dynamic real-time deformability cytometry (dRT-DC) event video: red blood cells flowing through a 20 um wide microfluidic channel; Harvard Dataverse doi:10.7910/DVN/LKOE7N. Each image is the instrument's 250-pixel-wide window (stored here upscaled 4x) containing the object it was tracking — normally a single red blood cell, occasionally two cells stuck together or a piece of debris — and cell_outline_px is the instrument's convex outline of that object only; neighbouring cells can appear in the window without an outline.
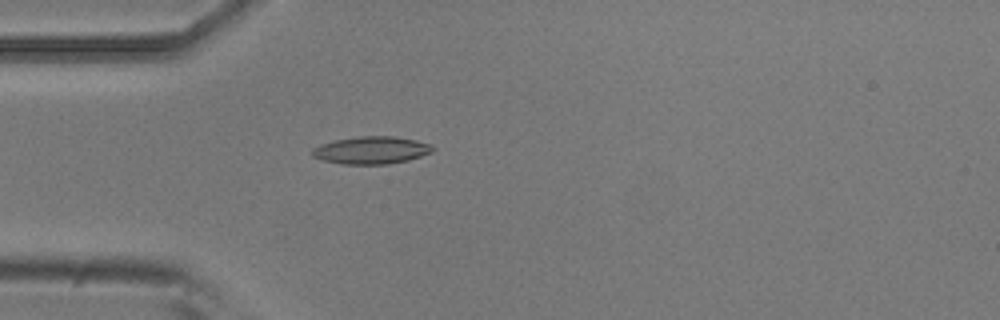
{"species": "common noctule bat (a hibernating species)", "species_latin": "Nyctalus noctula", "temperature_condition": "room temperature", "stored_images_in_passage": 5, "camera_frame_rate_fps": 3000, "um_per_image_px": 0.085, "animal": {"sex": "male", "body_mass_g": 20.5, "forearm_length_mm": 52.5}, "frame": {"image": 1, "passage_image": 5, "time_ms": 1.333, "image_size_px": [1000, 320], "cell_outline_px": [[436, 148], [432, 152], [408, 160], [388, 164], [344, 164], [324, 160], [312, 156], [312, 148], [320, 144], [336, 140], [356, 136], [392, 136], [416, 140], [432, 144]], "centroid_in_image_um": [31.59, 12.76], "position_along_channel_um": 53.4, "area_um2": 19.31}}